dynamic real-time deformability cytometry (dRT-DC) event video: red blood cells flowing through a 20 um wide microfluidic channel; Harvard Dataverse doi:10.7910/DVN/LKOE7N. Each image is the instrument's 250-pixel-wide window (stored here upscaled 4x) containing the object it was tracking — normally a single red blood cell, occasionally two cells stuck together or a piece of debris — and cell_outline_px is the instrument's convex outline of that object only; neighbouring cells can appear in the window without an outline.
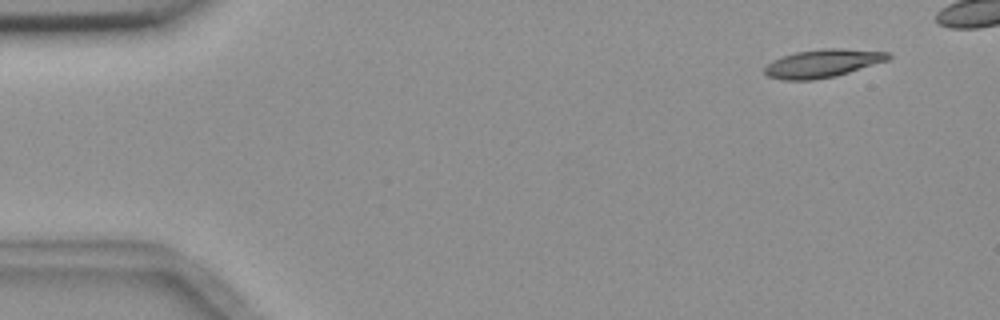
{"species": "common noctule bat (a hibernating species)", "species_latin": "Nyctalus noctula", "temperature_condition": "room temperature", "stored_images_in_passage": 3, "camera_frame_rate_fps": 3000, "um_per_image_px": 0.085, "animal": {"sex": "female", "body_mass_g": 18.4}, "frame": {"image": 1, "passage_image": 1, "time_ms": 0.0, "image_size_px": [1000, 320], "cell_outline_px": [[892, 56], [888, 60], [836, 76], [812, 80], [784, 80], [768, 76], [764, 72], [764, 68], [772, 60], [796, 52], [824, 48], [840, 48], [888, 52]], "centroid_in_image_um": [69.92, 5.38], "position_along_channel_um": 15.1, "area_um2": 20.11}}